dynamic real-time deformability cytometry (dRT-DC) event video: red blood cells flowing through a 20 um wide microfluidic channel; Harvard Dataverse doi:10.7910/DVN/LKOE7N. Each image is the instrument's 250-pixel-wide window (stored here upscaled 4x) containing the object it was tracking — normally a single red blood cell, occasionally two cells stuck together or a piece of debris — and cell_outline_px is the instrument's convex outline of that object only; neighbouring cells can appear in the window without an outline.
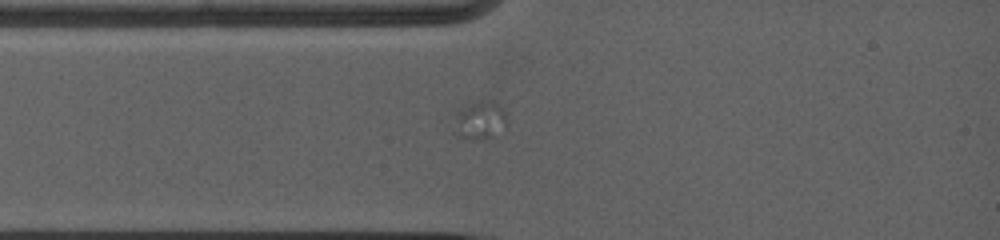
{"species": "common noctule bat (a hibernating species)", "species_latin": "Nyctalus noctula", "temperature_condition": "warm", "stored_images_in_passage": 1, "camera_frame_rate_fps": 5000, "um_per_image_px": 0.085, "animal": {"sex": "female", "body_mass_g": 19.0, "forearm_length_mm": 53.3}, "frame": {"image": 1, "passage_image": 1, "time_ms": 0.0, "image_size_px": [1000, 240], "cell_outline_px": [[508, 120], [492, 136], [476, 140], [456, 136], [452, 132], [456, 112], [460, 108], [480, 100], [488, 100], [500, 104]], "centroid_in_image_um": [40.72, 10.21], "position_along_channel_um": 44.3, "area_um2": 11.73}}